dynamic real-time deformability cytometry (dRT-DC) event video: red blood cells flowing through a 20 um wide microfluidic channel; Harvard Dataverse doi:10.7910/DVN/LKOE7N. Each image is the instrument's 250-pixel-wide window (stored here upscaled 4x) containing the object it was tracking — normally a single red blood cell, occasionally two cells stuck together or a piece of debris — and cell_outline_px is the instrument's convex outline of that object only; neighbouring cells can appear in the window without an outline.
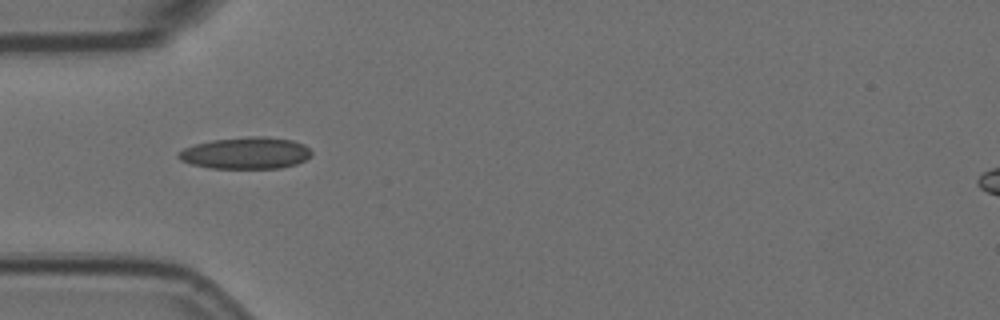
{"species": "Egyptian fruit bat (a non-hibernating species)", "species_latin": "Rousettus aegyptiacus", "temperature_condition": "room temperature", "stored_images_in_passage": 8, "camera_frame_rate_fps": 3000, "um_per_image_px": 0.085, "animal": {"sex": "female"}, "frame": {"image": 1, "passage_image": 6, "time_ms": 1.667, "image_size_px": [1000, 320], "cell_outline_px": [[312, 156], [296, 164], [280, 168], [212, 168], [192, 164], [180, 160], [176, 156], [176, 152], [184, 148], [196, 144], [212, 140], [252, 136], [264, 136], [292, 140], [304, 144], [312, 152]], "centroid_in_image_um": [20.89, 13.01], "position_along_channel_um": 64.1, "area_um2": 24.62}}
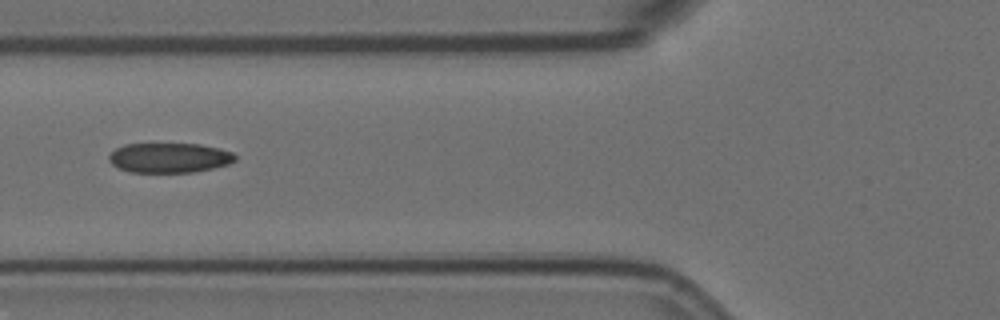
{"frame": {"image": 2, "passage_image": 7, "time_ms": 2.0, "image_size_px": [1000, 320], "cell_outline_px": [[236, 160], [228, 164], [212, 168], [192, 172], [128, 172], [112, 164], [108, 160], [108, 156], [116, 148], [124, 144], [200, 144], [220, 148], [232, 152], [236, 156]], "centroid_in_image_um": [14.39, 13.41], "position_along_channel_um": 111.4, "area_um2": 21.91}}
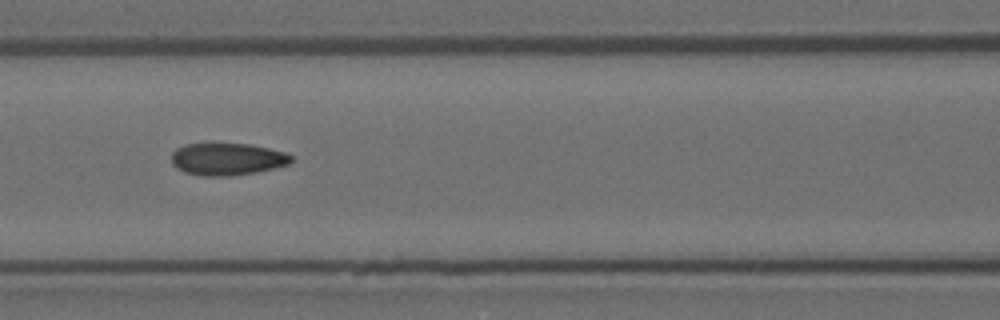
{"frame": {"image": 3, "passage_image": 8, "time_ms": 2.333, "image_size_px": [1000, 320], "cell_outline_px": [[292, 160], [288, 164], [256, 172], [228, 176], [204, 176], [184, 172], [176, 168], [172, 164], [172, 152], [176, 148], [184, 144], [248, 144], [268, 148], [284, 152], [292, 156]], "centroid_in_image_um": [19.27, 13.53], "position_along_channel_um": 147.3, "area_um2": 22.31}}